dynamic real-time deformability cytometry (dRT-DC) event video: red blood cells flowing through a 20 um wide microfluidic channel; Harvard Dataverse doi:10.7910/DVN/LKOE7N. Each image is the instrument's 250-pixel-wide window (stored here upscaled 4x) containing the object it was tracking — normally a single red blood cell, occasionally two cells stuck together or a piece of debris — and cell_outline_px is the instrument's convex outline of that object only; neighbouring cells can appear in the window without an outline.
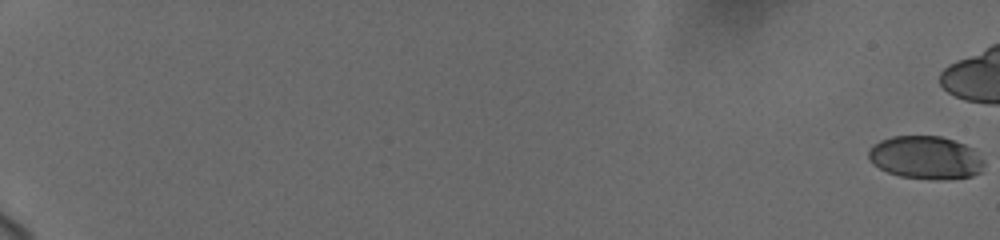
{"species": "human", "species_latin": "Homo sapiens", "temperature_condition": "cold", "stored_images_in_passage": 43, "camera_frame_rate_fps": 3000, "um_per_image_px": 0.085, "donor": {"sex": "female"}, "frame": {"image": 1, "passage_image": 1, "time_ms": 0.0, "image_size_px": [1000, 240], "cell_outline_px": [[984, 164], [980, 172], [972, 176], [940, 180], [932, 180], [900, 176], [888, 172], [872, 164], [868, 156], [868, 152], [872, 144], [880, 140], [892, 136], [940, 136], [964, 144], [972, 148], [984, 160]], "centroid_in_image_um": [78.67, 13.4], "position_along_channel_um": 6.3, "area_um2": 29.07}}
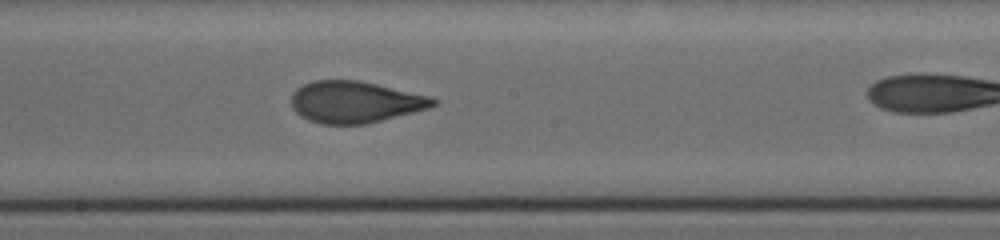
{"frame": {"image": 2, "passage_image": 31, "time_ms": 12.333, "image_size_px": [1000, 240], "cell_outline_px": [[440, 100], [436, 104], [428, 108], [368, 124], [320, 124], [308, 120], [300, 116], [292, 108], [292, 92], [296, 88], [312, 80], [356, 80], [376, 84], [432, 96]], "centroid_in_image_um": [30.18, 8.67], "position_along_channel_um": 218.0, "area_um2": 34.56}}
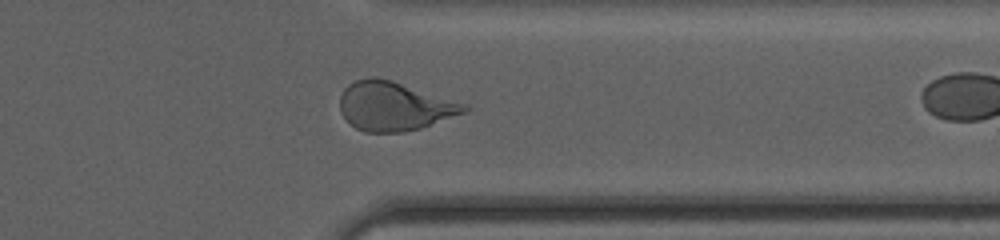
{"frame": {"image": 3, "passage_image": 42, "time_ms": 16.667, "image_size_px": [1000, 240], "cell_outline_px": [[472, 108], [468, 112], [420, 128], [404, 132], [364, 132], [356, 128], [340, 112], [340, 96], [344, 88], [348, 84], [356, 80], [372, 76], [376, 76], [392, 80], [468, 104]], "centroid_in_image_um": [33.55, 9.01], "position_along_channel_um": 377.9, "area_um2": 35.66}}